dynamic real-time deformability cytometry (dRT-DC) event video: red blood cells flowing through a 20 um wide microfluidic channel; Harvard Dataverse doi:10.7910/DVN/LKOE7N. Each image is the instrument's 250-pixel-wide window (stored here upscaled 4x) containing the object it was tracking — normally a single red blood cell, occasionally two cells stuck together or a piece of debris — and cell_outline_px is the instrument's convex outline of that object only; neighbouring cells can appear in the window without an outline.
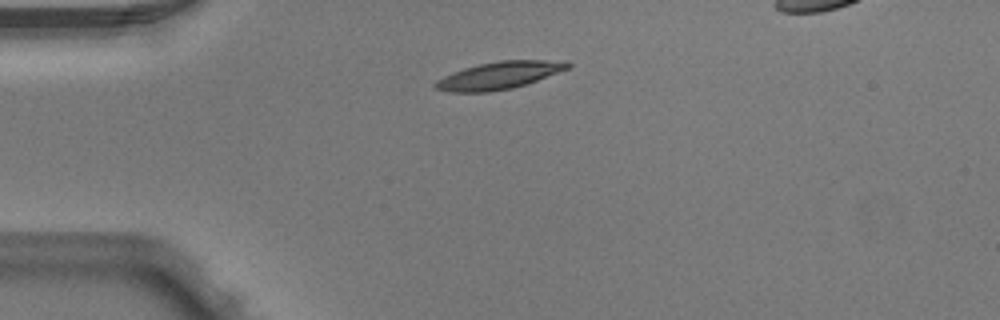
{"species": "Egyptian fruit bat (a non-hibernating species)", "species_latin": "Rousettus aegyptiacus", "temperature_condition": "warm", "stored_images_in_passage": 2, "camera_frame_rate_fps": 3000, "um_per_image_px": 0.085, "animal": {"sex": "male"}, "frame": {"image": 1, "passage_image": 1, "time_ms": 0.0, "image_size_px": [1000, 320], "cell_outline_px": [[572, 64], [568, 68], [536, 80], [512, 88], [488, 92], [452, 92], [432, 88], [432, 84], [436, 80], [452, 72], [464, 68], [480, 64], [500, 60], [568, 60]], "centroid_in_image_um": [42.39, 6.4], "position_along_channel_um": 42.6, "area_um2": 21.04}}